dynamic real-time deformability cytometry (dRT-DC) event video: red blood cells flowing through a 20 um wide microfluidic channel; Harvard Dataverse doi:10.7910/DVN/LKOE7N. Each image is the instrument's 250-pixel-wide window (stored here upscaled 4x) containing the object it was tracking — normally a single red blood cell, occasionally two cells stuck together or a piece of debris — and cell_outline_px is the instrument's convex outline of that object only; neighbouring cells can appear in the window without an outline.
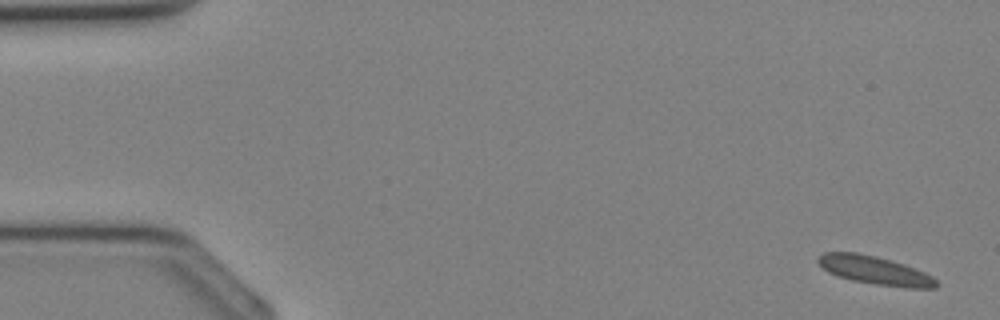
{"species": "Egyptian fruit bat (a non-hibernating species)", "species_latin": "Rousettus aegyptiacus", "temperature_condition": "cold", "stored_images_in_passage": 36, "camera_frame_rate_fps": 3000, "um_per_image_px": 0.085, "animal": {"sex": "female"}, "frame": {"image": 1, "passage_image": 1, "time_ms": 0.0, "image_size_px": [1000, 320], "cell_outline_px": [[940, 284], [936, 288], [908, 288], [876, 284], [852, 280], [836, 276], [828, 272], [816, 260], [824, 252], [856, 252], [876, 256], [892, 260], [904, 264], [924, 272], [932, 276]], "centroid_in_image_um": [74.39, 22.98], "position_along_channel_um": 10.6, "area_um2": 19.54}}
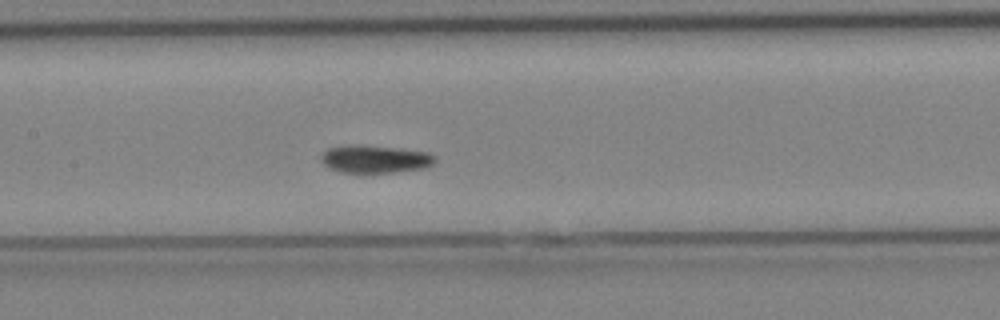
{"frame": {"image": 2, "passage_image": 17, "time_ms": 5.333, "image_size_px": [1000, 320], "cell_outline_px": [[436, 160], [432, 164], [424, 168], [392, 172], [340, 172], [328, 168], [320, 160], [320, 156], [328, 148], [344, 144], [356, 144], [400, 148], [428, 152], [436, 156]], "centroid_in_image_um": [31.84, 13.5], "position_along_channel_um": 175.6, "area_um2": 18.61}}
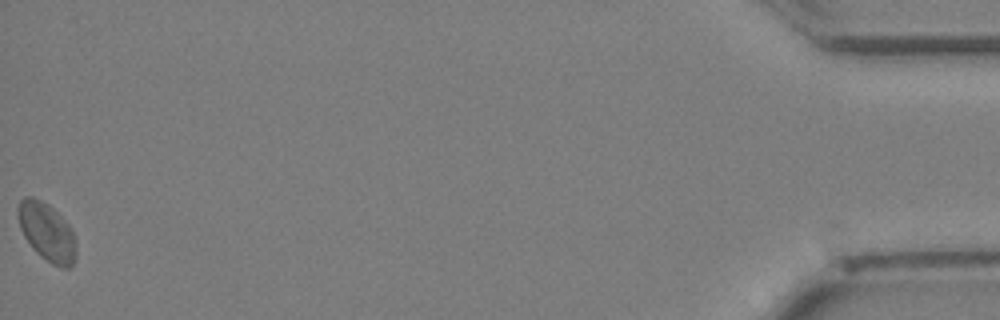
{"frame": {"image": 3, "passage_image": 36, "time_ms": 11.667, "image_size_px": [1000, 320], "cell_outline_px": [[76, 256], [72, 264], [68, 268], [64, 268], [52, 264], [40, 256], [32, 248], [24, 236], [20, 228], [16, 216], [16, 208], [20, 200], [24, 196], [32, 196], [40, 200], [52, 208], [68, 224], [72, 232], [76, 248]], "centroid_in_image_um": [3.94, 19.71], "position_along_channel_um": 431.3, "area_um2": 19.65}}